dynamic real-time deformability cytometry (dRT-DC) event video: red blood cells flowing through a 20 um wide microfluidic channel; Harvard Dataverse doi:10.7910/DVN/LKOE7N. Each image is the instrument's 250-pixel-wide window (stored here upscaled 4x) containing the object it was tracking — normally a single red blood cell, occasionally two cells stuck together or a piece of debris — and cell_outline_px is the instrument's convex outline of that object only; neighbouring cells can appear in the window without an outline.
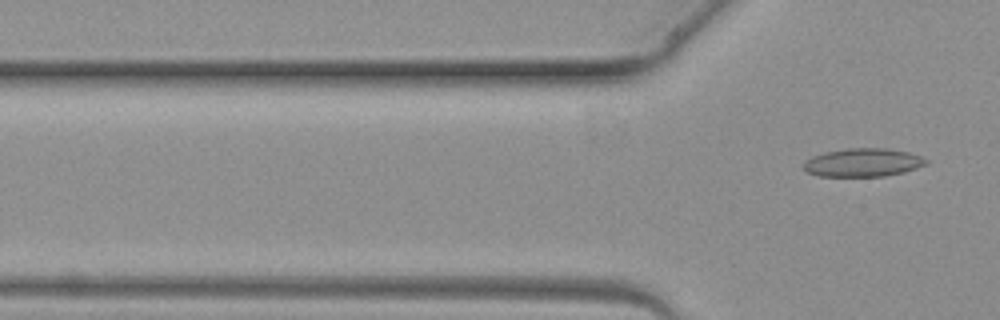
{"species": "common noctule bat (a hibernating species)", "species_latin": "Nyctalus noctula", "temperature_condition": "warm", "stored_images_in_passage": 3, "camera_frame_rate_fps": 3000, "um_per_image_px": 0.085, "animal": {"sex": "female", "body_mass_g": 19.3, "forearm_length_mm": 54.1}, "frame": {"image": 1, "passage_image": 3, "time_ms": 3.0, "image_size_px": [1000, 320], "cell_outline_px": [[928, 164], [904, 172], [884, 176], [820, 176], [808, 172], [804, 168], [804, 160], [812, 156], [824, 152], [848, 148], [884, 148], [908, 152], [920, 156], [928, 160]], "centroid_in_image_um": [73.35, 13.81], "position_along_channel_um": 52.4, "area_um2": 20.17}}